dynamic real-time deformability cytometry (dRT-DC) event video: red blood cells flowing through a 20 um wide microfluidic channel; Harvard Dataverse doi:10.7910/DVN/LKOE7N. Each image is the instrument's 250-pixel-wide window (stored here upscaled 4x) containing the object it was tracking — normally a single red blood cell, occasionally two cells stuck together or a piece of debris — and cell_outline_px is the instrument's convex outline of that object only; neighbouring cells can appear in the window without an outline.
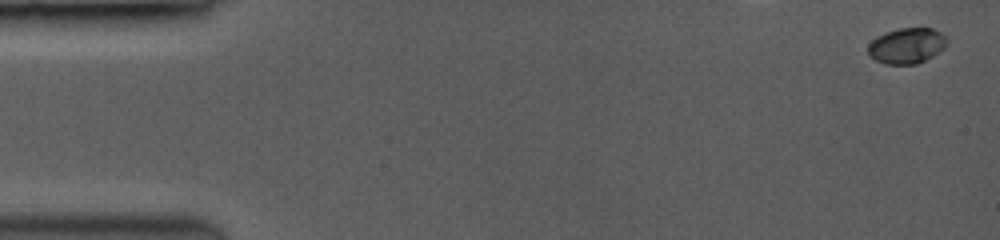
{"species": "common noctule bat (a hibernating species)", "species_latin": "Nyctalus noctula", "temperature_condition": "room temperature", "stored_images_in_passage": 13, "camera_frame_rate_fps": 3500, "um_per_image_px": 0.085, "animal": {"sex": "female", "body_mass_g": 19.0, "forearm_length_mm": 53.3}, "frame": {"image": 1, "passage_image": 1, "time_ms": 0.0, "image_size_px": [1000, 240], "cell_outline_px": [[944, 44], [932, 56], [916, 64], [888, 64], [876, 60], [868, 52], [868, 44], [872, 40], [888, 32], [900, 28], [932, 28], [944, 36]], "centroid_in_image_um": [77.02, 3.89], "position_along_channel_um": 8.0, "area_um2": 15.61}}